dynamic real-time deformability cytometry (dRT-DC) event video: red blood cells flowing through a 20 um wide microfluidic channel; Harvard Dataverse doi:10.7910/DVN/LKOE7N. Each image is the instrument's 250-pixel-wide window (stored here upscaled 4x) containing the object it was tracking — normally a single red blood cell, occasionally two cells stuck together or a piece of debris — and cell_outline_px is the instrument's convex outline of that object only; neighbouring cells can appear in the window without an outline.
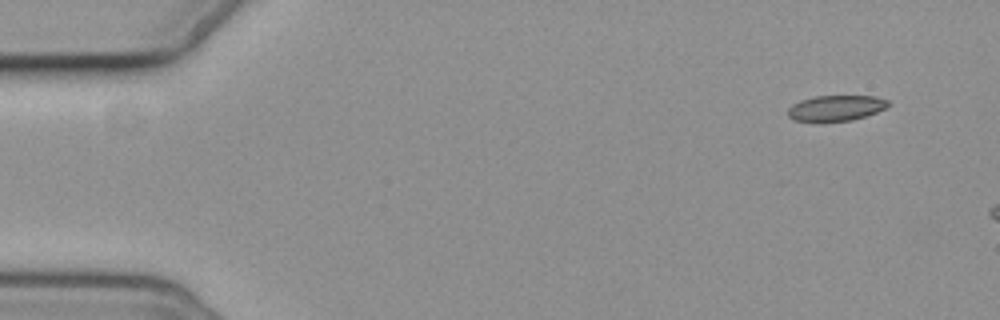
{"species": "common noctule bat (a hibernating species)", "species_latin": "Nyctalus noctula", "temperature_condition": "cold", "stored_images_in_passage": 5, "camera_frame_rate_fps": 3000, "um_per_image_px": 0.085, "animal": {"sex": "female", "body_mass_g": 19.3, "forearm_length_mm": 54.1}, "frame": {"image": 1, "passage_image": 1, "time_ms": 0.0, "image_size_px": [1000, 320], "cell_outline_px": [[892, 104], [876, 112], [852, 120], [796, 120], [788, 116], [788, 108], [792, 104], [800, 100], [812, 96], [876, 96], [888, 100]], "centroid_in_image_um": [71.07, 9.15], "position_along_channel_um": 13.9, "area_um2": 14.68}}